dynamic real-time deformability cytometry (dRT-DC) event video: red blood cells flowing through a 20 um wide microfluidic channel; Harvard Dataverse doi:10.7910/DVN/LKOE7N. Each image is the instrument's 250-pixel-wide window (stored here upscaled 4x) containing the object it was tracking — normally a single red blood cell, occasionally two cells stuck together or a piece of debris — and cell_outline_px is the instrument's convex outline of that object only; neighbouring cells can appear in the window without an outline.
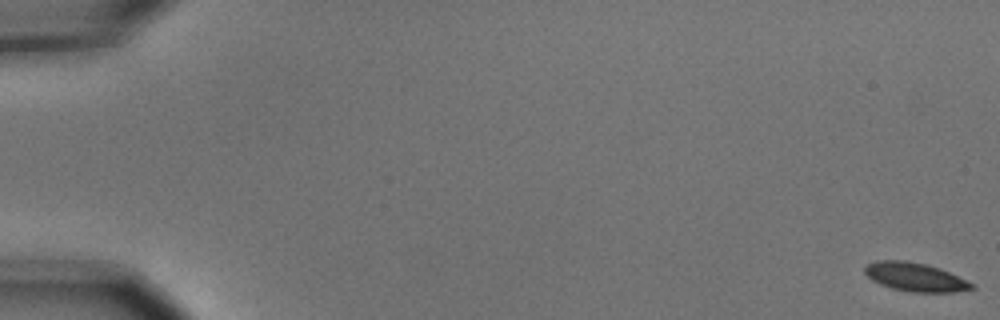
{"species": "common noctule bat (a hibernating species)", "species_latin": "Nyctalus noctula", "temperature_condition": "cold", "stored_images_in_passage": 6, "camera_frame_rate_fps": 3000, "um_per_image_px": 0.085, "animal": {"sex": "male", "body_mass_g": 15.6}, "frame": {"image": 1, "passage_image": 1, "time_ms": 0.0, "image_size_px": [1000, 320], "cell_outline_px": [[976, 288], [956, 292], [912, 292], [892, 288], [880, 284], [872, 280], [864, 272], [864, 268], [868, 264], [876, 260], [904, 260], [928, 264], [940, 268], [976, 284]], "centroid_in_image_um": [77.83, 23.54], "position_along_channel_um": 7.2, "area_um2": 17.98}}
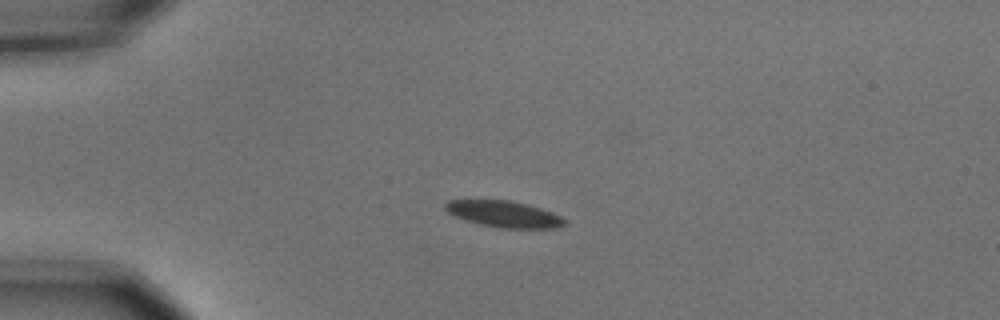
{"frame": {"image": 2, "passage_image": 5, "time_ms": 1.333, "image_size_px": [1000, 320], "cell_outline_px": [[568, 224], [556, 228], [500, 228], [480, 224], [464, 220], [448, 212], [444, 208], [444, 204], [448, 200], [512, 200], [528, 204], [552, 212], [568, 220]], "centroid_in_image_um": [42.87, 18.19], "position_along_channel_um": 42.1, "area_um2": 18.5}}